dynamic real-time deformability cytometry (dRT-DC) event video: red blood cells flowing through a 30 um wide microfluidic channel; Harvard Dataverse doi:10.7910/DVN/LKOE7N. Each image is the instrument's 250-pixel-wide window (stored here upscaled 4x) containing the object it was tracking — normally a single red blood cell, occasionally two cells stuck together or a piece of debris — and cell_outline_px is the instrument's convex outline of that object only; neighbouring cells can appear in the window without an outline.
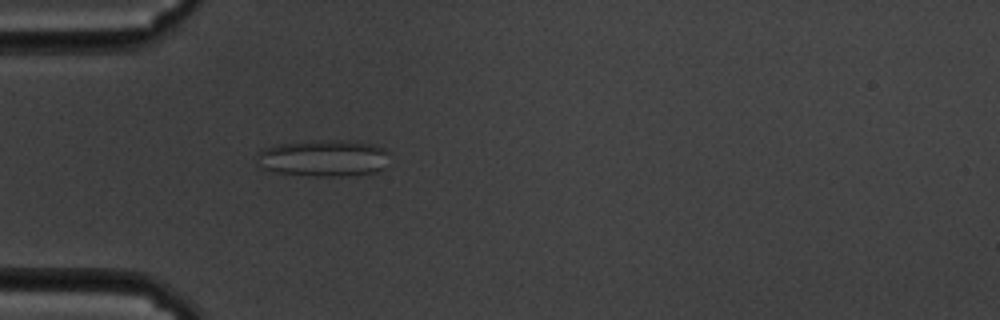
{"species": "common noctule bat (a hibernating species)", "species_latin": "Nyctalus noctula", "temperature_condition": "cold", "stored_images_in_passage": 42, "camera_frame_rate_fps": 3000, "um_per_image_px": 0.085, "animal": {"sex": "male", "body_mass_g": 19.5, "forearm_length_mm": 54.6}, "frame": {"image": 1, "passage_image": 1, "time_ms": 0.0, "image_size_px": [1000, 320], "cell_outline_px": [[388, 152], [384, 168], [376, 172], [340, 176], [316, 176], [276, 172], [264, 168], [256, 156], [264, 148], [280, 144], [312, 140], [348, 140], [372, 144], [384, 148]], "centroid_in_image_um": [27.54, 13.43], "position_along_channel_um": 57.5, "area_um2": 28.09}}
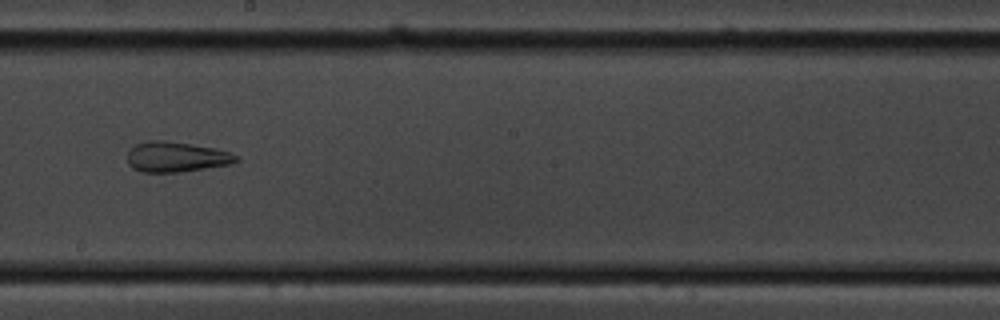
{"frame": {"image": 2, "passage_image": 17, "time_ms": 5.333, "image_size_px": [1000, 320], "cell_outline_px": [[240, 160], [228, 164], [180, 172], [144, 172], [132, 168], [128, 164], [128, 152], [136, 144], [148, 140], [164, 140], [212, 148], [228, 152], [240, 156]], "centroid_in_image_um": [14.95, 13.34], "position_along_channel_um": 233.2, "area_um2": 18.9}}
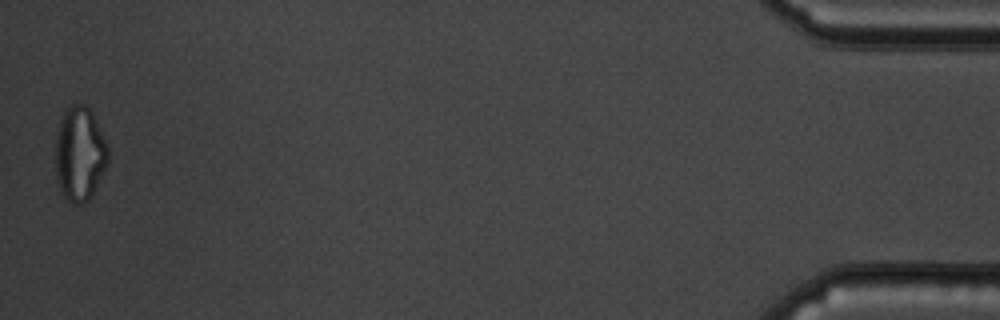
{"frame": {"image": 3, "passage_image": 42, "time_ms": 13.667, "image_size_px": [1000, 320], "cell_outline_px": [[108, 160], [88, 200], [84, 204], [72, 204], [60, 192], [56, 180], [56, 132], [64, 108], [72, 104], [84, 104], [92, 112], [108, 144]], "centroid_in_image_um": [6.74, 13.04], "position_along_channel_um": 428.5, "area_um2": 28.96}, "authors_computed_cell_mechanics": {"area_um2": 22.3686, "velocity_mm_per_s": 3.3927, "shape_relaxation_time_tau1_ms": null, "shape_relaxation_time_tau2_ms": 1.9754, "deformation_change_tau1": null, "deformation_change_tau2": 0.1084}}